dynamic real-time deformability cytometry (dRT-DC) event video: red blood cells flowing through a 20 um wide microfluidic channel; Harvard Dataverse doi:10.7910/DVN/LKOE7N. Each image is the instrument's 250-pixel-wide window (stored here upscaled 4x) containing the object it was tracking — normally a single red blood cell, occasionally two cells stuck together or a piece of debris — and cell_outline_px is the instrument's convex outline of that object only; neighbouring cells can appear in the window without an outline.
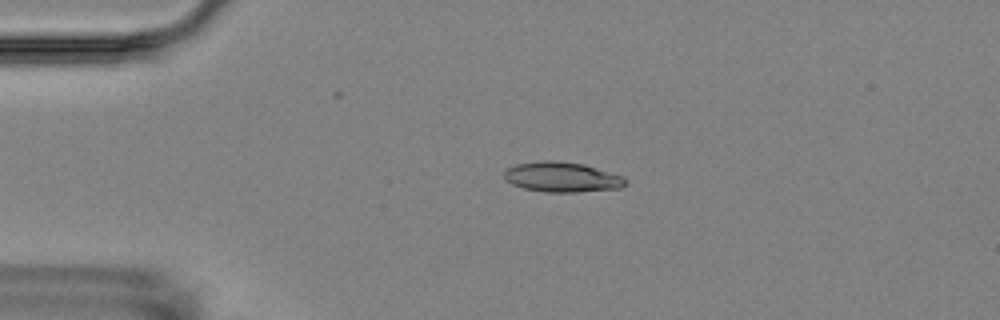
{"species": "Egyptian fruit bat (a non-hibernating species)", "species_latin": "Rousettus aegyptiacus", "temperature_condition": "room temperature", "stored_images_in_passage": 2, "camera_frame_rate_fps": 3000, "um_per_image_px": 0.085, "animal": {"sex": "female"}, "frame": {"image": 1, "passage_image": 1, "time_ms": 0.0, "image_size_px": [1000, 320], "cell_outline_px": [[628, 180], [620, 188], [576, 192], [544, 192], [524, 188], [512, 184], [504, 180], [504, 172], [508, 168], [516, 164], [544, 160], [552, 160], [584, 164], [624, 176]], "centroid_in_image_um": [47.77, 15.05], "position_along_channel_um": 37.2, "area_um2": 21.27}}